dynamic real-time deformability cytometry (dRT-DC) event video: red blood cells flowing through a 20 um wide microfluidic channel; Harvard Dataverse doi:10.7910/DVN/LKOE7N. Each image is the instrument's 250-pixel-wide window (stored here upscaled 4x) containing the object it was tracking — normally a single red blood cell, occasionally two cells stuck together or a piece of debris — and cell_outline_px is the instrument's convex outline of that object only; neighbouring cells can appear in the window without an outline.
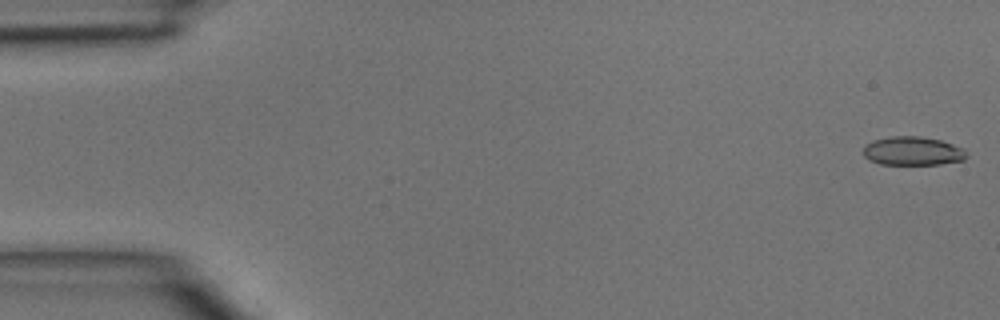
{"species": "common noctule bat (a hibernating species)", "species_latin": "Nyctalus noctula", "temperature_condition": "room temperature", "stored_images_in_passage": 8, "camera_frame_rate_fps": 3000, "um_per_image_px": 0.085, "animal": {"sex": "male", "body_mass_g": 15.6}, "frame": {"image": 1, "passage_image": 1, "time_ms": 0.0, "image_size_px": [1000, 320], "cell_outline_px": [[968, 156], [964, 160], [940, 164], [880, 164], [868, 160], [864, 156], [864, 148], [872, 140], [892, 136], [920, 136], [940, 140], [964, 148]], "centroid_in_image_um": [77.6, 12.84], "position_along_channel_um": 7.4, "area_um2": 17.28}}